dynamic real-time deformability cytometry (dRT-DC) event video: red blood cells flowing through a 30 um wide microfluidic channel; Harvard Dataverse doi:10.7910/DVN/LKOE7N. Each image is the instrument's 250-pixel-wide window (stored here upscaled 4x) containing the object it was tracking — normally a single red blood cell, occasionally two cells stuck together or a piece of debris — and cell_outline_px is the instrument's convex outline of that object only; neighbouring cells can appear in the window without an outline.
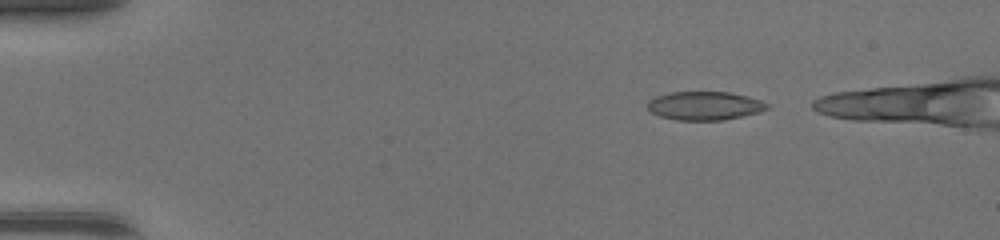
{"species": "common noctule bat (a hibernating species)", "species_latin": "Nyctalus noctula", "temperature_condition": "warm", "stored_images_in_passage": 41, "camera_frame_rate_fps": 3000, "um_per_image_px": 0.085, "animal": {"sex": "female", "body_mass_g": 17.0, "forearm_length_mm": 48.0}, "frame": {"image": 1, "passage_image": 5, "time_ms": 1.333, "image_size_px": [1000, 240], "cell_outline_px": [[772, 104], [768, 108], [756, 112], [724, 120], [676, 120], [660, 116], [652, 112], [648, 108], [648, 100], [656, 96], [668, 92], [728, 92], [748, 96]], "centroid_in_image_um": [59.89, 8.98], "position_along_channel_um": 25.1, "area_um2": 19.83}}
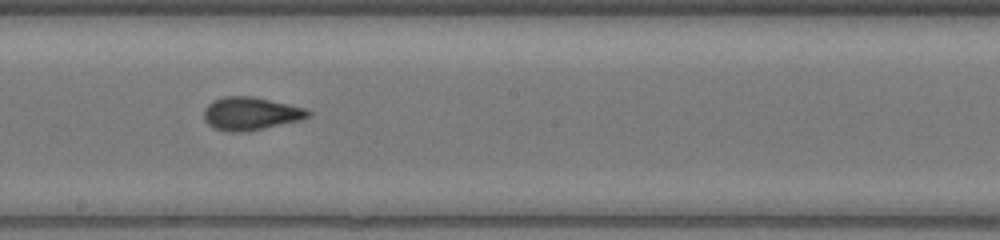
{"frame": {"image": 2, "passage_image": 25, "time_ms": 8.0, "image_size_px": [1000, 240], "cell_outline_px": [[312, 116], [300, 120], [248, 132], [228, 132], [216, 128], [208, 124], [204, 120], [204, 108], [212, 100], [224, 96], [252, 96], [288, 104], [304, 108], [312, 112]], "centroid_in_image_um": [21.3, 9.66], "position_along_channel_um": 226.9, "area_um2": 20.17}}
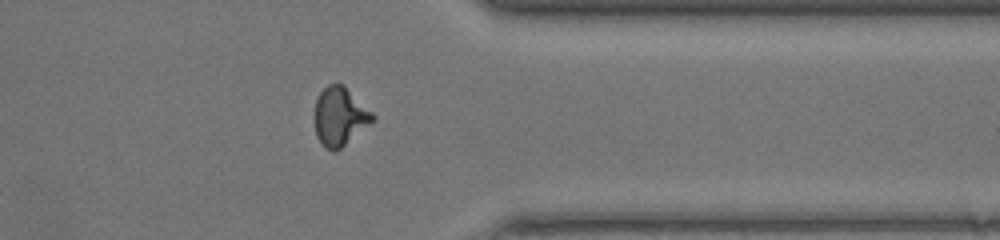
{"frame": {"image": 3, "passage_image": 36, "time_ms": 11.667, "image_size_px": [1000, 240], "cell_outline_px": [[376, 120], [340, 148], [332, 152], [324, 148], [320, 144], [316, 136], [312, 116], [316, 100], [320, 92], [328, 84], [344, 84], [376, 116]], "centroid_in_image_um": [28.85, 9.91], "position_along_channel_um": 382.5, "area_um2": 20.29}}